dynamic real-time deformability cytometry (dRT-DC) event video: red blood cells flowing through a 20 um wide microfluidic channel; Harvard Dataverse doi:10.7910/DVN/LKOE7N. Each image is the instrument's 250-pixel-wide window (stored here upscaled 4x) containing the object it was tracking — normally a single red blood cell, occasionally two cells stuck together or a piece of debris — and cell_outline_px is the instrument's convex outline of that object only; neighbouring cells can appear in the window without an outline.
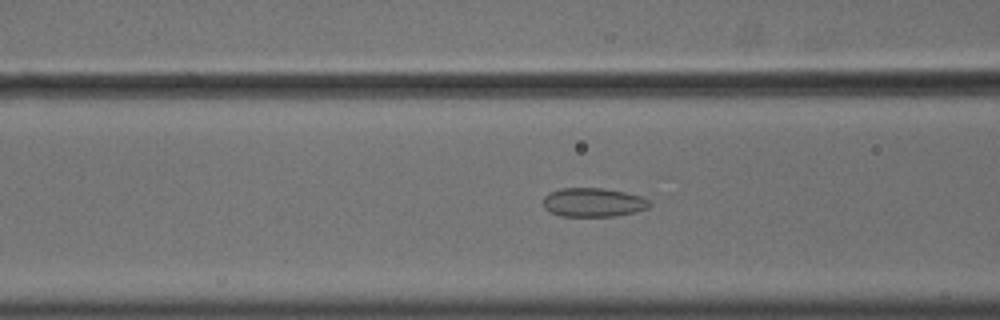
{"species": "common noctule bat (a hibernating species)", "species_latin": "Nyctalus noctula", "temperature_condition": "cold", "stored_images_in_passage": 55, "camera_frame_rate_fps": 3000, "um_per_image_px": 0.085, "animal": {"sex": "male", "body_mass_g": 18.8}, "frame": {"image": 1, "passage_image": 22, "time_ms": 7.0, "image_size_px": [1000, 320], "cell_outline_px": [[652, 204], [648, 208], [616, 216], [560, 216], [548, 212], [544, 208], [544, 196], [548, 192], [560, 188], [604, 188], [624, 192], [640, 196], [652, 200]], "centroid_in_image_um": [50.41, 17.2], "position_along_channel_um": 116.2, "area_um2": 18.09}}
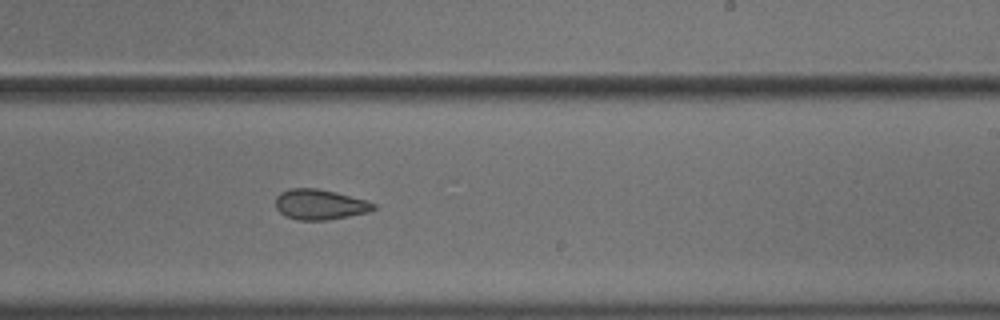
{"frame": {"image": 2, "passage_image": 34, "time_ms": 11.0, "image_size_px": [1000, 320], "cell_outline_px": [[376, 208], [368, 212], [328, 220], [296, 220], [284, 216], [276, 208], [276, 196], [280, 192], [288, 188], [316, 188], [336, 192], [364, 200], [376, 204]], "centroid_in_image_um": [27.14, 17.38], "position_along_channel_um": 261.9, "area_um2": 17.34}}
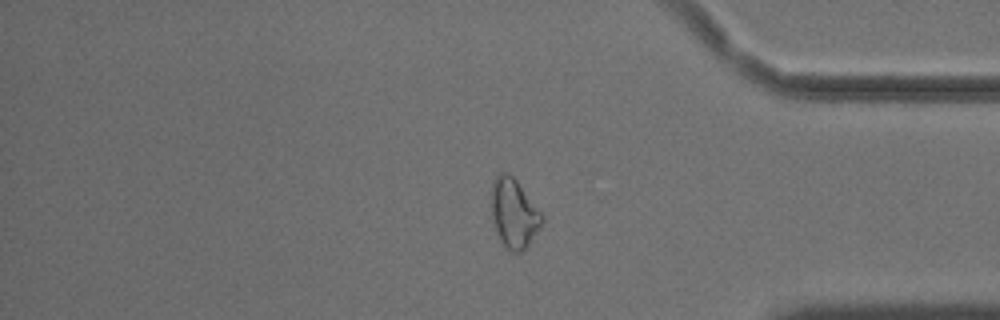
{"frame": {"image": 3, "passage_image": 46, "time_ms": 15.0, "image_size_px": [1000, 320], "cell_outline_px": [[544, 220], [540, 228], [528, 244], [520, 252], [512, 252], [500, 240], [496, 232], [492, 220], [492, 184], [496, 176], [500, 172], [508, 172], [516, 180], [544, 216]], "centroid_in_image_um": [43.68, 18.12], "position_along_channel_um": 391.5, "area_um2": 20.11}, "authors_computed_cell_mechanics": {"area_um2": 19.5942, "velocity_mm_per_s": 3.6358, "shape_relaxation_time_tau1_ms": null, "shape_relaxation_time_tau2_ms": 2.6485, "deformation_change_tau1": null, "deformation_change_tau2": 0.0825}}